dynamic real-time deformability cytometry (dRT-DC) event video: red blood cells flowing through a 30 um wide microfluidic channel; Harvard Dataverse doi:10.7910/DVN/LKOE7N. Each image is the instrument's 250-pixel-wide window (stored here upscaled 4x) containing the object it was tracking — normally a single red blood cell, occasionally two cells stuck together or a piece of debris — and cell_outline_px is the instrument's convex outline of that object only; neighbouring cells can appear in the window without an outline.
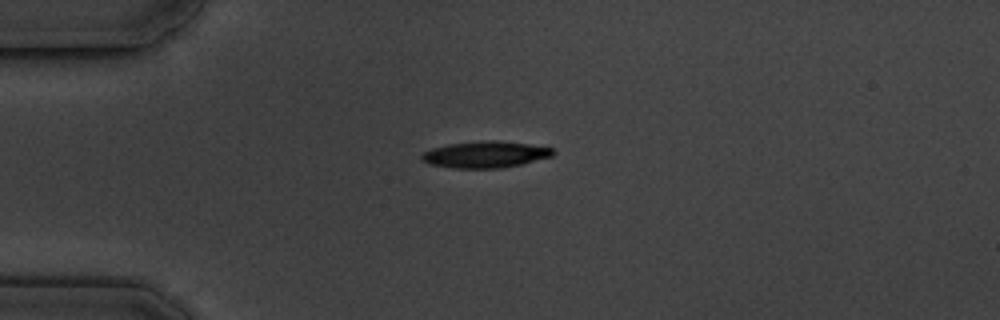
{"species": "common noctule bat (a hibernating species)", "species_latin": "Nyctalus noctula", "temperature_condition": "cold", "stored_images_in_passage": 4, "camera_frame_rate_fps": 3000, "um_per_image_px": 0.085, "animal": {"sex": "male", "body_mass_g": 19.5, "forearm_length_mm": 54.6}, "frame": {"image": 1, "passage_image": 1, "time_ms": 0.0, "image_size_px": [1000, 320], "cell_outline_px": [[556, 152], [552, 156], [504, 168], [452, 168], [428, 164], [420, 160], [420, 156], [424, 152], [432, 148], [448, 144], [484, 140], [496, 140], [528, 144], [552, 148]], "centroid_in_image_um": [41.21, 13.13], "position_along_channel_um": 43.8, "area_um2": 20.35}}